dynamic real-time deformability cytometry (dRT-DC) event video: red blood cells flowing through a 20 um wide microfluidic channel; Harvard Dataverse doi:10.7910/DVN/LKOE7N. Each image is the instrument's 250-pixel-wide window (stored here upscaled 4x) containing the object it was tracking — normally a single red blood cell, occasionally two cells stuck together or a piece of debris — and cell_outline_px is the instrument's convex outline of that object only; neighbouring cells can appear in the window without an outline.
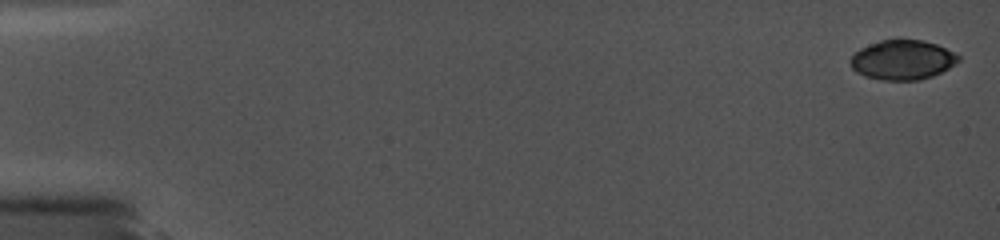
{"species": "common noctule bat (a hibernating species)", "species_latin": "Nyctalus noctula", "temperature_condition": "cold", "stored_images_in_passage": 16, "camera_frame_rate_fps": 5000, "um_per_image_px": 0.085, "animal": {"sex": "female", "body_mass_g": 19.0, "forearm_length_mm": 56.7}, "frame": {"image": 1, "passage_image": 1, "time_ms": 0.0, "image_size_px": [1000, 240], "cell_outline_px": [[960, 60], [956, 64], [932, 76], [920, 80], [880, 80], [864, 76], [856, 72], [852, 68], [848, 60], [860, 48], [880, 40], [920, 40], [936, 44], [960, 56]], "centroid_in_image_um": [76.68, 5.1], "position_along_channel_um": 8.3, "area_um2": 24.85}}
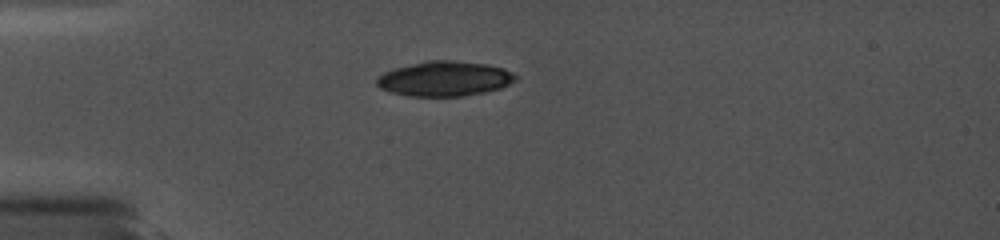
{"frame": {"image": 2, "passage_image": 14, "time_ms": 4.8, "image_size_px": [1000, 240], "cell_outline_px": [[516, 80], [500, 88], [484, 92], [464, 96], [408, 96], [388, 92], [380, 88], [376, 84], [376, 76], [384, 72], [396, 68], [428, 60], [452, 60], [488, 64], [504, 68], [512, 72], [516, 76]], "centroid_in_image_um": [37.77, 6.69], "position_along_channel_um": 47.2, "area_um2": 28.32}}